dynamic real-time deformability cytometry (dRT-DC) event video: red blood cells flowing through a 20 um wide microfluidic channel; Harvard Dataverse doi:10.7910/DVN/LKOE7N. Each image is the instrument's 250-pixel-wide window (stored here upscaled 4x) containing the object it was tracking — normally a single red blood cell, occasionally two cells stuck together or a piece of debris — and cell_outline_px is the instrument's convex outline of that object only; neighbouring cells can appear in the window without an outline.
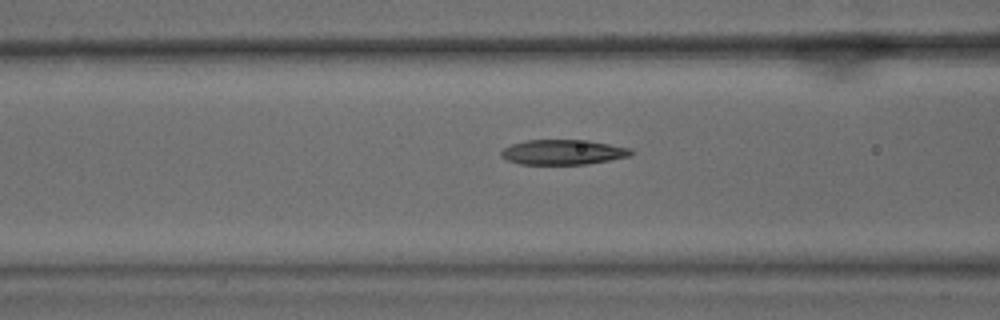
{"species": "common noctule bat (a hibernating species)", "species_latin": "Nyctalus noctula", "temperature_condition": "warm", "stored_images_in_passage": 39, "camera_frame_rate_fps": 3000, "um_per_image_px": 0.085, "animal": {"sex": "male", "body_mass_g": 15.6}, "frame": {"image": 1, "passage_image": 16, "time_ms": 5.0, "image_size_px": [1000, 320], "cell_outline_px": [[632, 152], [628, 156], [588, 164], [520, 164], [508, 160], [500, 156], [500, 152], [504, 148], [512, 144], [524, 140], [588, 140], [632, 148]], "centroid_in_image_um": [47.83, 12.92], "position_along_channel_um": 118.8, "area_um2": 18.84}}
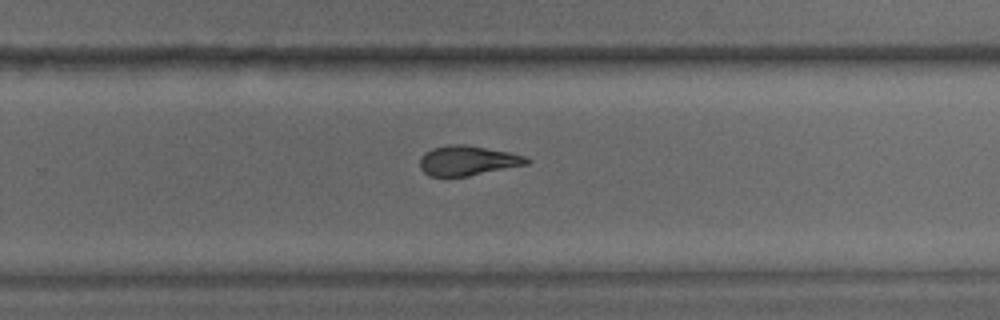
{"frame": {"image": 2, "passage_image": 30, "time_ms": 9.667, "image_size_px": [1000, 320], "cell_outline_px": [[532, 160], [528, 164], [468, 176], [428, 176], [420, 168], [420, 160], [424, 152], [432, 148], [448, 144], [464, 144], [508, 152], [524, 156]], "centroid_in_image_um": [39.73, 13.65], "position_along_channel_um": 290.1, "area_um2": 18.5}}
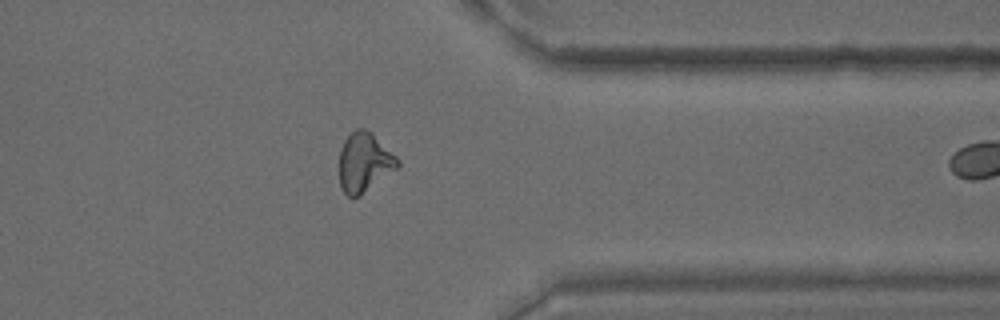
{"frame": {"image": 3, "passage_image": 38, "time_ms": 12.333, "image_size_px": [1000, 320], "cell_outline_px": [[400, 164], [396, 168], [360, 196], [348, 196], [340, 188], [340, 148], [344, 140], [356, 128], [364, 128], [372, 132], [400, 160]], "centroid_in_image_um": [30.96, 13.78], "position_along_channel_um": 380.4, "area_um2": 20.0}}